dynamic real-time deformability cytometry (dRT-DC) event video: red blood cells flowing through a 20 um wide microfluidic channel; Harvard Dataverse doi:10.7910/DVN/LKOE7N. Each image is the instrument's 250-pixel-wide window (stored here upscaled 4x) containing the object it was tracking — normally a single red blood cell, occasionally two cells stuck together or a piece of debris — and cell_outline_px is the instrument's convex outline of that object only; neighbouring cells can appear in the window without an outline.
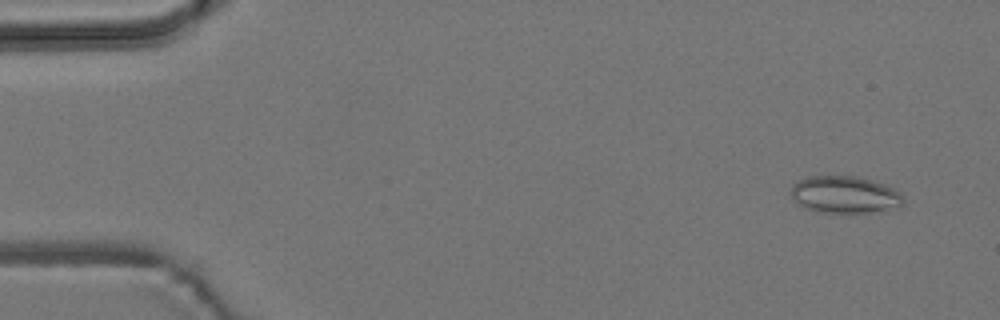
{"species": "common noctule bat (a hibernating species)", "species_latin": "Nyctalus noctula", "temperature_condition": "room temperature", "stored_images_in_passage": 4, "camera_frame_rate_fps": 3000, "um_per_image_px": 0.085, "animal": {"sex": "male", "body_mass_g": 19.2, "forearm_length_mm": 51.8}, "frame": {"image": 1, "passage_image": 1, "time_ms": 0.0, "image_size_px": [1000, 320], "cell_outline_px": [[904, 204], [868, 212], [824, 212], [804, 208], [792, 200], [792, 184], [796, 180], [808, 176], [856, 176], [884, 184], [900, 192], [904, 196]], "centroid_in_image_um": [71.75, 16.52], "position_along_channel_um": 13.3, "area_um2": 24.04}}